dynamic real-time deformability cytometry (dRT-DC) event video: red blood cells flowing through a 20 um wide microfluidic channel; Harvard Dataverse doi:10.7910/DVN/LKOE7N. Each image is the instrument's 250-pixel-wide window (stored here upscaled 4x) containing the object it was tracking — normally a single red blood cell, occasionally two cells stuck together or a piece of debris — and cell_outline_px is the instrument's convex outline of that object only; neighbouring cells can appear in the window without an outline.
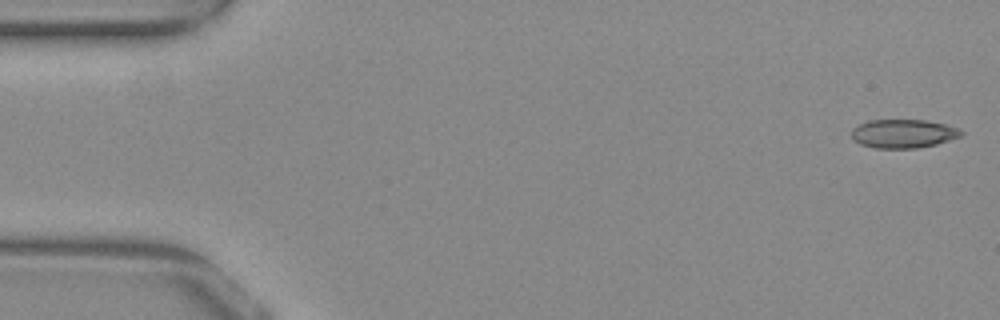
{"species": "common noctule bat (a hibernating species)", "species_latin": "Nyctalus noctula", "temperature_condition": "warm", "stored_images_in_passage": 52, "camera_frame_rate_fps": 3000, "um_per_image_px": 0.085, "animal": {"sex": "female", "body_mass_g": 29.2, "forearm_length_mm": 56.3}, "frame": {"image": 1, "passage_image": 1, "time_ms": 0.0, "image_size_px": [1000, 320], "cell_outline_px": [[964, 132], [960, 136], [936, 144], [916, 148], [876, 148], [860, 144], [852, 140], [852, 128], [856, 124], [868, 120], [924, 120], [944, 124], [960, 128]], "centroid_in_image_um": [76.74, 11.35], "position_along_channel_um": 8.3, "area_um2": 18.38}}
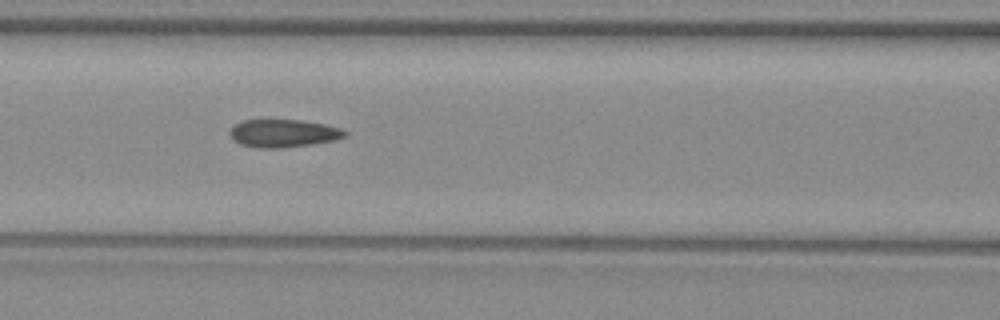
{"frame": {"image": 2, "passage_image": 22, "time_ms": 7.0, "image_size_px": [1000, 320], "cell_outline_px": [[348, 132], [344, 136], [336, 140], [312, 144], [284, 148], [256, 148], [240, 144], [232, 140], [228, 132], [236, 124], [244, 120], [304, 120], [324, 124], [340, 128]], "centroid_in_image_um": [24.07, 11.34], "position_along_channel_um": 142.5, "area_um2": 18.79}}
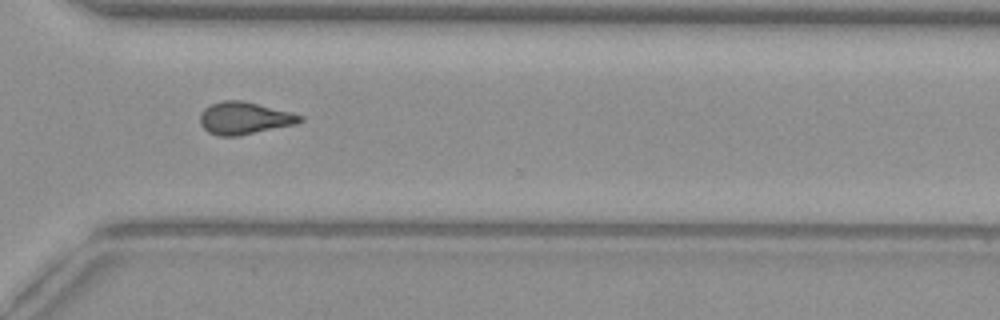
{"frame": {"image": 3, "passage_image": 38, "time_ms": 12.333, "image_size_px": [1000, 320], "cell_outline_px": [[304, 120], [296, 124], [236, 136], [220, 136], [208, 132], [200, 124], [200, 112], [204, 108], [212, 104], [224, 100], [244, 100], [292, 112], [304, 116]], "centroid_in_image_um": [20.78, 10.03], "position_along_channel_um": 349.8, "area_um2": 18.9}, "authors_computed_cell_mechanics": {"area_um2": 18.6694, "velocity_mm_per_s": 3.8903, "shape_relaxation_time_tau1_ms": null, "shape_relaxation_time_tau2_ms": 1.9928, "deformation_change_tau1": null, "deformation_change_tau2": 0.1021}}